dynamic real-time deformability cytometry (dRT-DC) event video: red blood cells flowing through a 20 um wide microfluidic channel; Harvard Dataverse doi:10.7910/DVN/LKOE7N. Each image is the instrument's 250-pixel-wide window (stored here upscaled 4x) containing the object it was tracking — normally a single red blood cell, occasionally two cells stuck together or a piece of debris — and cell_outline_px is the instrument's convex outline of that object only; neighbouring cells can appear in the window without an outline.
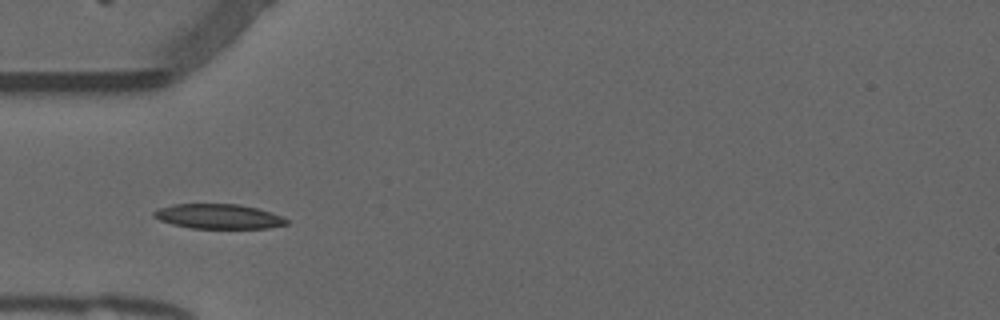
{"species": "common noctule bat (a hibernating species)", "species_latin": "Nyctalus noctula", "temperature_condition": "warm", "stored_images_in_passage": 28, "camera_frame_rate_fps": 3000, "um_per_image_px": 0.085, "animal": {"sex": "male", "forearm_length_mm": 52.5}, "frame": {"image": 1, "passage_image": 2, "time_ms": 0.333, "image_size_px": [1000, 320], "cell_outline_px": [[288, 224], [268, 228], [192, 228], [172, 224], [160, 220], [152, 216], [152, 212], [160, 208], [176, 204], [236, 204], [256, 208], [280, 216], [288, 220]], "centroid_in_image_um": [18.54, 18.4], "position_along_channel_um": 66.5, "area_um2": 18.84}}
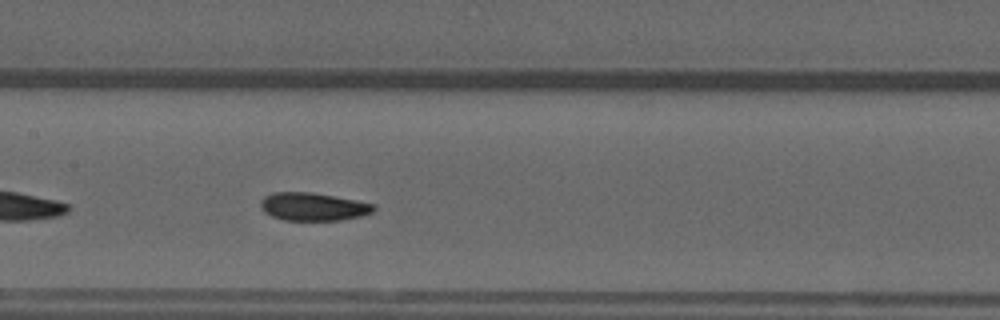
{"frame": {"image": 2, "passage_image": 11, "time_ms": 3.333, "image_size_px": [1000, 320], "cell_outline_px": [[376, 208], [372, 212], [360, 216], [340, 220], [284, 220], [272, 216], [264, 212], [260, 208], [260, 200], [264, 196], [272, 192], [312, 192], [356, 200], [372, 204]], "centroid_in_image_um": [26.56, 17.56], "position_along_channel_um": 180.8, "area_um2": 18.44}}
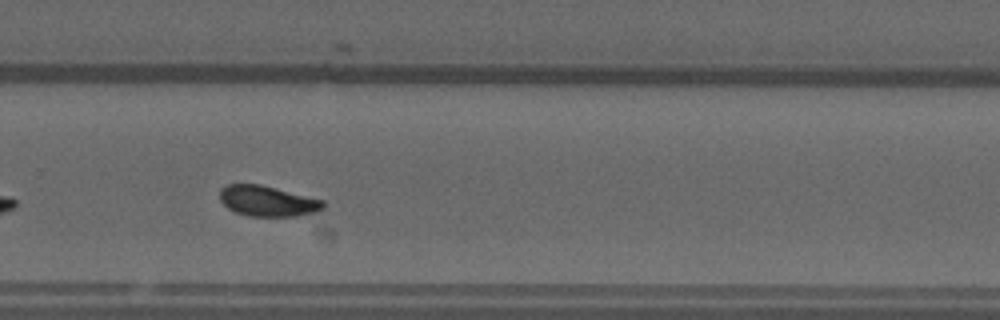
{"frame": {"image": 3, "passage_image": 21, "time_ms": 6.667, "image_size_px": [1000, 320], "cell_outline_px": [[324, 208], [320, 212], [296, 216], [248, 216], [236, 212], [228, 208], [220, 200], [220, 188], [224, 184], [260, 184], [324, 200]], "centroid_in_image_um": [22.75, 17.09], "position_along_channel_um": 307.0, "area_um2": 18.55}, "authors_computed_cell_mechanics": {"area_um2": 18.9584, "velocity_mm_per_s": 3.8042, "shape_relaxation_time_tau1_ms": 4.7173, "shape_relaxation_time_tau2_ms": 2.1175, "deformation_change_tau1": 0.1547, "deformation_change_tau2": 0.0639}}